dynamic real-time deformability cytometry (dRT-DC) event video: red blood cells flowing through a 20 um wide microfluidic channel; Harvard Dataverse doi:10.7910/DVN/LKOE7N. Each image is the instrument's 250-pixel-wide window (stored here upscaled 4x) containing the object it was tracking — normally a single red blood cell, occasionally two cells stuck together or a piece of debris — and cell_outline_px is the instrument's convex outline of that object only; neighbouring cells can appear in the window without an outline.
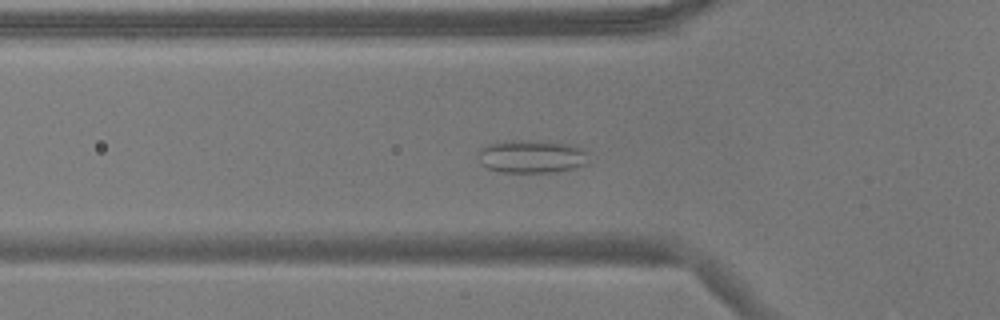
{"species": "common noctule bat (a hibernating species)", "species_latin": "Nyctalus noctula", "temperature_condition": "warm", "stored_images_in_passage": 43, "camera_frame_rate_fps": 3000, "um_per_image_px": 0.085, "animal": {"sex": "male", "body_mass_g": 17.9}, "frame": {"image": 1, "passage_image": 6, "time_ms": 1.667, "image_size_px": [1000, 320], "cell_outline_px": [[588, 164], [572, 168], [552, 172], [500, 172], [488, 168], [480, 164], [476, 156], [488, 144], [504, 140], [548, 140], [572, 144], [588, 152]], "centroid_in_image_um": [45.2, 13.28], "position_along_channel_um": 80.6, "area_um2": 21.68}}
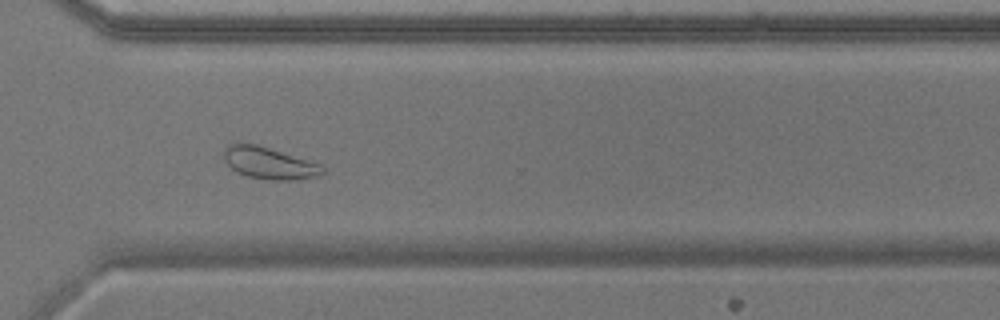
{"frame": {"image": 2, "passage_image": 28, "time_ms": 9.0, "image_size_px": [1000, 320], "cell_outline_px": [[324, 172], [320, 176], [296, 180], [268, 180], [248, 176], [232, 168], [224, 160], [220, 152], [228, 144], [256, 144], [320, 164], [324, 168]], "centroid_in_image_um": [22.86, 13.87], "position_along_channel_um": 347.7, "area_um2": 18.21}}
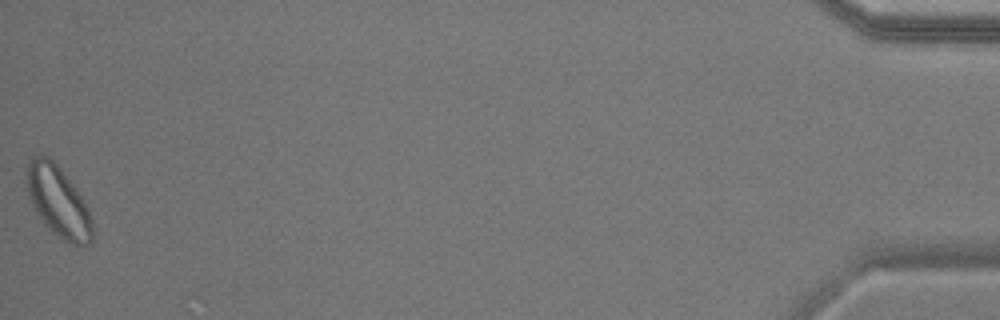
{"frame": {"image": 3, "passage_image": 43, "time_ms": 14.0, "image_size_px": [1000, 320], "cell_outline_px": [[92, 240], [88, 244], [76, 248], [68, 244], [56, 236], [44, 224], [36, 212], [28, 196], [28, 160], [32, 156], [40, 152], [48, 156], [60, 168], [76, 188], [88, 212], [92, 224]], "centroid_in_image_um": [4.94, 17.16], "position_along_channel_um": 430.3, "area_um2": 27.05}}